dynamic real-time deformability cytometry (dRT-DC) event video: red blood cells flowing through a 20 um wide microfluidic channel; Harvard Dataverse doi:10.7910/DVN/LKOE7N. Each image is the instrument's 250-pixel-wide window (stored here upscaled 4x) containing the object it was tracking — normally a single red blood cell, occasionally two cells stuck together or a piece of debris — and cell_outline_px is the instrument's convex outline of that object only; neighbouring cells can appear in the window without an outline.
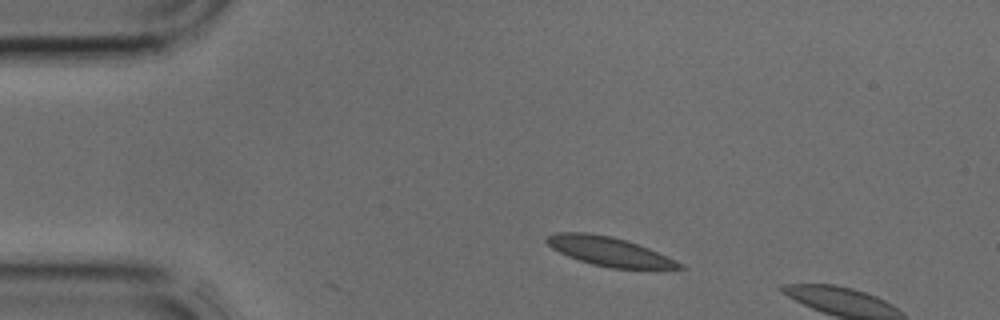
{"species": "common noctule bat (a hibernating species)", "species_latin": "Nyctalus noctula", "temperature_condition": "cold", "stored_images_in_passage": 2, "camera_frame_rate_fps": 3000, "um_per_image_px": 0.085, "animal": {"sex": "male", "body_mass_g": 17.9, "forearm_length_mm": 54.2}, "frame": {"image": 1, "passage_image": 1, "time_ms": 0.0, "image_size_px": [1000, 320], "cell_outline_px": [[688, 268], [612, 268], [592, 264], [568, 256], [552, 248], [544, 240], [548, 236], [556, 232], [584, 232], [612, 236], [648, 248], [676, 260], [684, 264]], "centroid_in_image_um": [51.77, 21.36], "position_along_channel_um": 33.2, "area_um2": 22.08}}